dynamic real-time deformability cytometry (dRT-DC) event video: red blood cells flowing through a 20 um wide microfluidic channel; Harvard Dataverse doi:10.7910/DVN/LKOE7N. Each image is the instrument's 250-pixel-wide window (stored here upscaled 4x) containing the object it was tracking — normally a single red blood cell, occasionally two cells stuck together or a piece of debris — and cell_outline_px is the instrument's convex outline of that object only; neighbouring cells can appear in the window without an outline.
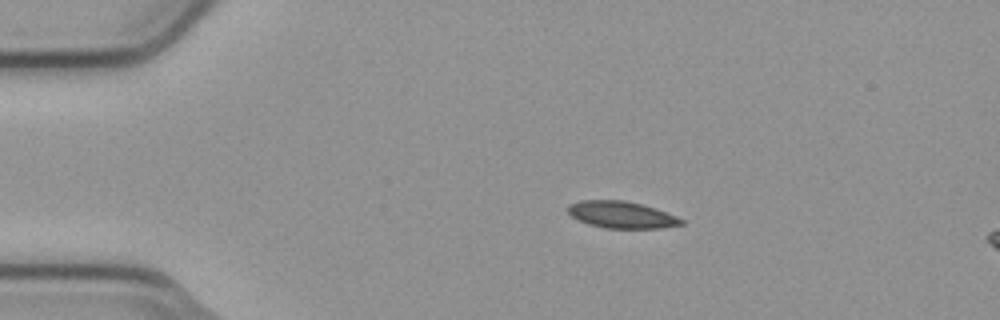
{"species": "common noctule bat (a hibernating species)", "species_latin": "Nyctalus noctula", "temperature_condition": "cold", "stored_images_in_passage": 5, "camera_frame_rate_fps": 3000, "um_per_image_px": 0.085, "animal": {"sex": "male", "body_mass_g": 23.1, "forearm_length_mm": 52.7}, "frame": {"image": 1, "passage_image": 3, "time_ms": 0.667, "image_size_px": [1000, 320], "cell_outline_px": [[684, 224], [660, 228], [604, 228], [588, 224], [572, 216], [564, 208], [568, 204], [580, 200], [624, 200], [656, 208], [676, 216], [684, 220]], "centroid_in_image_um": [52.8, 18.25], "position_along_channel_um": 32.2, "area_um2": 17.8}}